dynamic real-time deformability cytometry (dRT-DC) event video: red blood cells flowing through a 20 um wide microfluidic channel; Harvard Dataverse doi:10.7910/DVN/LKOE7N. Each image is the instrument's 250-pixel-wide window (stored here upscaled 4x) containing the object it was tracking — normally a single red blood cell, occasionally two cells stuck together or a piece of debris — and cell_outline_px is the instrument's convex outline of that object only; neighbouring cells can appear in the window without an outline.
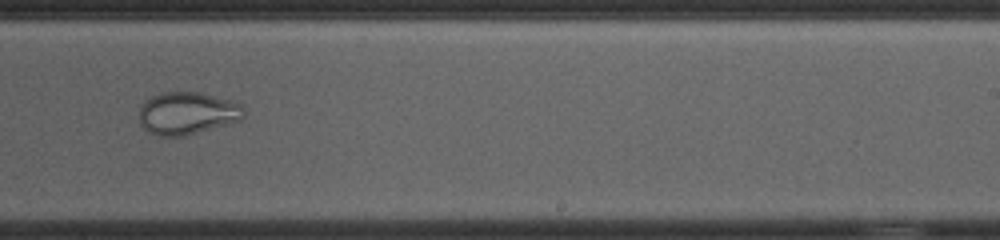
{"species": "common noctule bat (a hibernating species)", "species_latin": "Nyctalus noctula", "temperature_condition": "cold", "stored_images_in_passage": 48, "camera_frame_rate_fps": 3000, "um_per_image_px": 0.085, "animal": {"sex": "female", "body_mass_g": 23.0, "forearm_length_mm": 53.4}, "frame": {"image": 1, "passage_image": 27, "time_ms": 8.667, "image_size_px": [1000, 240], "cell_outline_px": [[244, 116], [240, 120], [184, 136], [156, 136], [148, 132], [140, 124], [140, 104], [144, 100], [160, 92], [200, 92], [228, 100], [240, 104], [244, 108]], "centroid_in_image_um": [15.87, 9.62], "position_along_channel_um": 273.1, "area_um2": 25.89}}
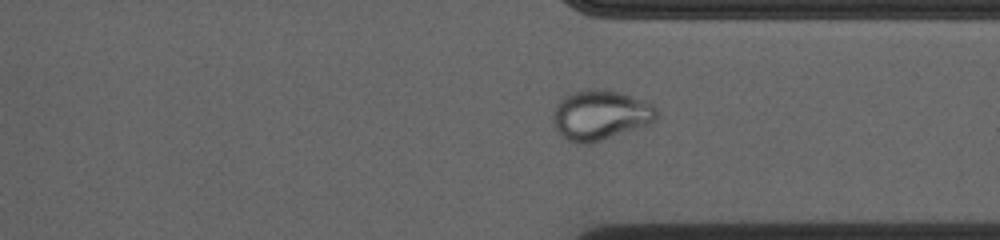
{"frame": {"image": 2, "passage_image": 34, "time_ms": 11.0, "image_size_px": [1000, 240], "cell_outline_px": [[656, 116], [652, 120], [644, 124], [604, 140], [588, 144], [580, 144], [568, 140], [556, 128], [552, 120], [552, 116], [556, 104], [564, 96], [584, 88], [604, 88], [620, 92], [652, 104], [656, 108]], "centroid_in_image_um": [50.96, 9.75], "position_along_channel_um": 360.4, "area_um2": 29.77}}
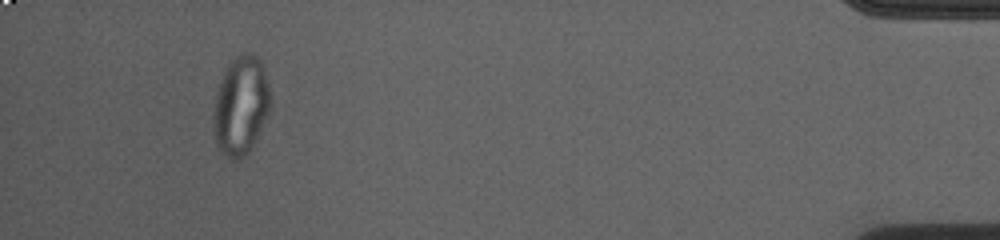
{"frame": {"image": 3, "passage_image": 44, "time_ms": 14.333, "image_size_px": [1000, 240], "cell_outline_px": [[272, 96], [268, 112], [260, 132], [252, 148], [240, 160], [228, 156], [216, 144], [212, 116], [216, 92], [220, 80], [228, 64], [236, 56], [244, 52], [252, 52], [260, 60], [264, 68]], "centroid_in_image_um": [20.48, 8.94], "position_along_channel_um": 414.7, "area_um2": 32.89}}